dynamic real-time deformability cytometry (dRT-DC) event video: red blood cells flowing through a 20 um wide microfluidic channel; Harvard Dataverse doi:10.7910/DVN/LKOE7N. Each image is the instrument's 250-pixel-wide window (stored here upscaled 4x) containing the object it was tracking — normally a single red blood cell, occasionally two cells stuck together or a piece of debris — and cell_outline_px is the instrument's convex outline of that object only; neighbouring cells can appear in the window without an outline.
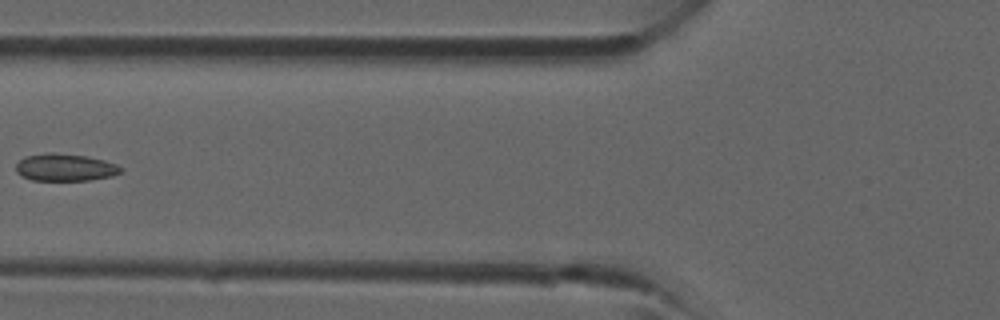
{"species": "common noctule bat (a hibernating species)", "species_latin": "Nyctalus noctula", "temperature_condition": "room temperature", "stored_images_in_passage": 5, "camera_frame_rate_fps": 3000, "um_per_image_px": 0.085, "animal": {"sex": "male", "forearm_length_mm": 52.5}, "frame": {"image": 1, "passage_image": 5, "time_ms": 4.667, "image_size_px": [1000, 320], "cell_outline_px": [[124, 168], [120, 172], [112, 176], [88, 180], [32, 180], [20, 176], [16, 172], [16, 164], [24, 156], [48, 152], [52, 152], [88, 156], [104, 160], [116, 164]], "centroid_in_image_um": [5.51, 14.22], "position_along_channel_um": 120.3, "area_um2": 16.82}}